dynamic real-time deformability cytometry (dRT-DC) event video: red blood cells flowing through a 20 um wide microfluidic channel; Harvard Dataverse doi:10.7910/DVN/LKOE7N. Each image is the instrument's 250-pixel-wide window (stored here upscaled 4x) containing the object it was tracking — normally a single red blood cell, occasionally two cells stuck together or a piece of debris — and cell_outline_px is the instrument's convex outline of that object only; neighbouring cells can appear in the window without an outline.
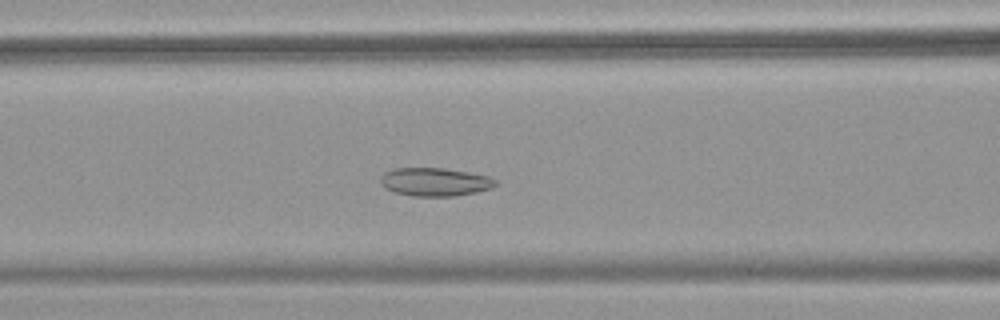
{"species": "common noctule bat (a hibernating species)", "species_latin": "Nyctalus noctula", "temperature_condition": "warm", "stored_images_in_passage": 51, "camera_frame_rate_fps": 3000, "um_per_image_px": 0.085, "animal": {"sex": "female", "body_mass_g": 18.4}, "frame": {"image": 1, "passage_image": 20, "time_ms": 6.333, "image_size_px": [1000, 320], "cell_outline_px": [[496, 184], [492, 188], [476, 192], [452, 196], [412, 196], [392, 192], [384, 188], [380, 184], [380, 176], [384, 172], [392, 168], [444, 168], [468, 172], [488, 176], [496, 180]], "centroid_in_image_um": [36.91, 15.46], "position_along_channel_um": 129.7, "area_um2": 19.13}}
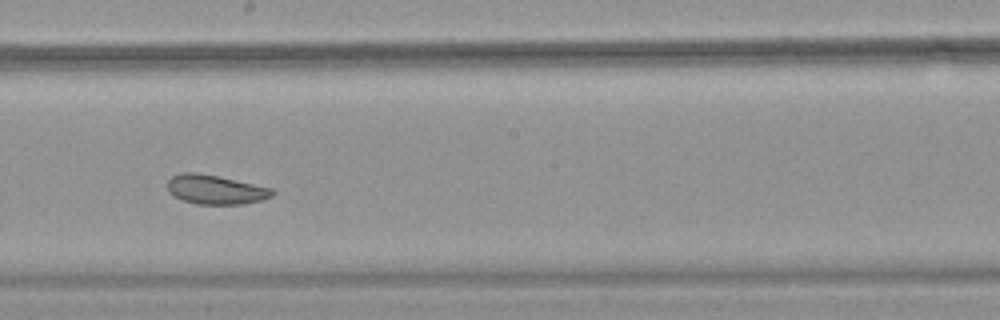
{"frame": {"image": 2, "passage_image": 28, "time_ms": 9.0, "image_size_px": [1000, 320], "cell_outline_px": [[276, 192], [272, 196], [264, 200], [244, 204], [196, 204], [184, 200], [168, 192], [168, 180], [172, 176], [180, 172], [196, 172], [220, 176], [272, 188]], "centroid_in_image_um": [18.35, 16.1], "position_along_channel_um": 229.9, "area_um2": 18.03}}
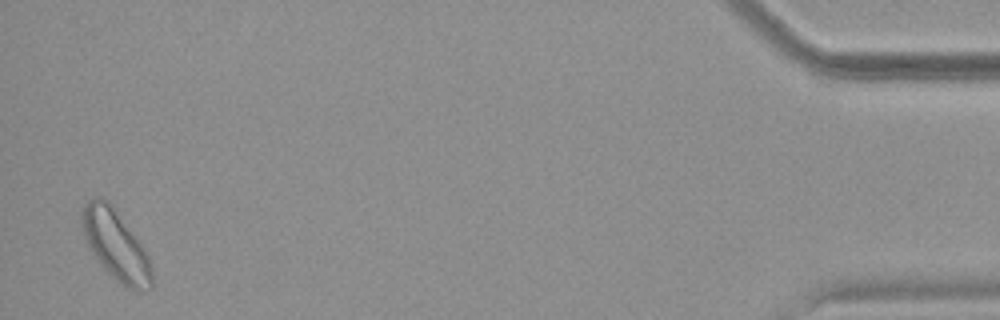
{"frame": {"image": 3, "passage_image": 50, "time_ms": 16.333, "image_size_px": [1000, 320], "cell_outline_px": [[152, 288], [140, 292], [136, 292], [120, 284], [100, 264], [88, 248], [80, 224], [80, 212], [84, 204], [88, 200], [100, 196], [104, 196], [112, 204], [144, 248], [148, 256], [152, 268]], "centroid_in_image_um": [9.81, 20.82], "position_along_channel_um": 425.4, "area_um2": 28.96}, "authors_computed_cell_mechanics": {"area_um2": 22.0218, "velocity_mm_per_s": 3.7832, "shape_relaxation_time_tau1_ms": 7.1124, "shape_relaxation_time_tau2_ms": 3.1778, "deformation_change_tau1": 0.0876, "deformation_change_tau2": 0.0806}}